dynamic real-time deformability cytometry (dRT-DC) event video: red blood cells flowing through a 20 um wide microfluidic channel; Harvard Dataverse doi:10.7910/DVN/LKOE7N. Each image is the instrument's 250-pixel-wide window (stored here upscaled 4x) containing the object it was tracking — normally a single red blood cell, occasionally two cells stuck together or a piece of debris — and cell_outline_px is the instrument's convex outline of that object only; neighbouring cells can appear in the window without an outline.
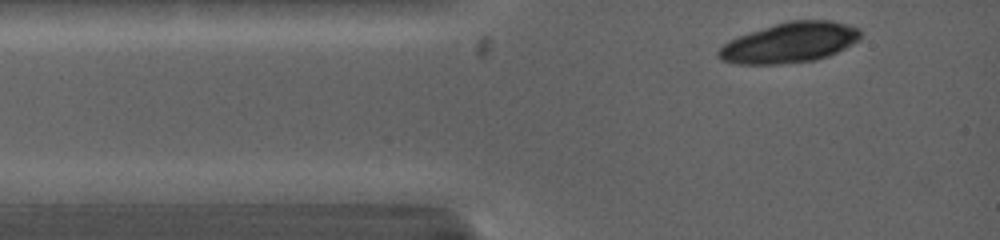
{"species": "common noctule bat (a hibernating species)", "species_latin": "Nyctalus noctula", "temperature_condition": "warm", "stored_images_in_passage": 3, "camera_frame_rate_fps": 5000, "um_per_image_px": 0.085, "animal": {"sex": "female", "body_mass_g": 19.0, "forearm_length_mm": 53.3}, "frame": {"image": 1, "passage_image": 3, "time_ms": 0.8, "image_size_px": [1000, 240], "cell_outline_px": [[860, 40], [828, 56], [816, 60], [780, 64], [732, 64], [720, 60], [716, 56], [716, 52], [724, 44], [740, 36], [776, 24], [792, 20], [832, 20], [860, 28]], "centroid_in_image_um": [67.13, 3.64], "position_along_channel_um": 17.9, "area_um2": 33.12}}